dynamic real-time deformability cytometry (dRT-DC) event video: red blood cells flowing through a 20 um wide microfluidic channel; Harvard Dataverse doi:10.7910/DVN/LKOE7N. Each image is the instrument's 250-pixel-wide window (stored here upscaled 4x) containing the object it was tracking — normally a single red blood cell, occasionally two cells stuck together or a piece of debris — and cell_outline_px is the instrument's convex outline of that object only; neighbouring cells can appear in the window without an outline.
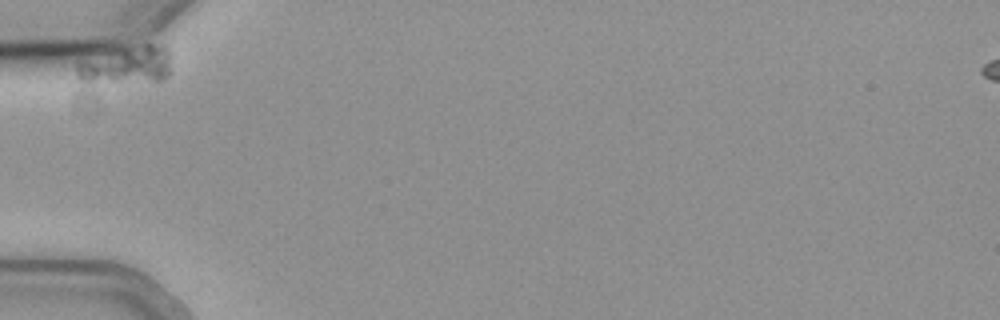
{"species": "common noctule bat (a hibernating species)", "species_latin": "Nyctalus noctula", "temperature_condition": "cold", "stored_images_in_passage": 4, "camera_frame_rate_fps": 3000, "um_per_image_px": 0.085, "animal": {"sex": "female", "body_mass_g": 19.3, "forearm_length_mm": 54.1}, "frame": {"image": 1, "passage_image": 1, "time_ms": 0.0, "image_size_px": [1000, 320], "cell_outline_px": [[172, 72], [164, 80], [84, 80], [76, 72], [76, 64], [80, 60], [124, 48], [144, 44], [152, 44], [168, 48], [172, 68]], "centroid_in_image_um": [10.87, 5.48], "position_along_channel_um": 74.1, "area_um2": 19.88}}